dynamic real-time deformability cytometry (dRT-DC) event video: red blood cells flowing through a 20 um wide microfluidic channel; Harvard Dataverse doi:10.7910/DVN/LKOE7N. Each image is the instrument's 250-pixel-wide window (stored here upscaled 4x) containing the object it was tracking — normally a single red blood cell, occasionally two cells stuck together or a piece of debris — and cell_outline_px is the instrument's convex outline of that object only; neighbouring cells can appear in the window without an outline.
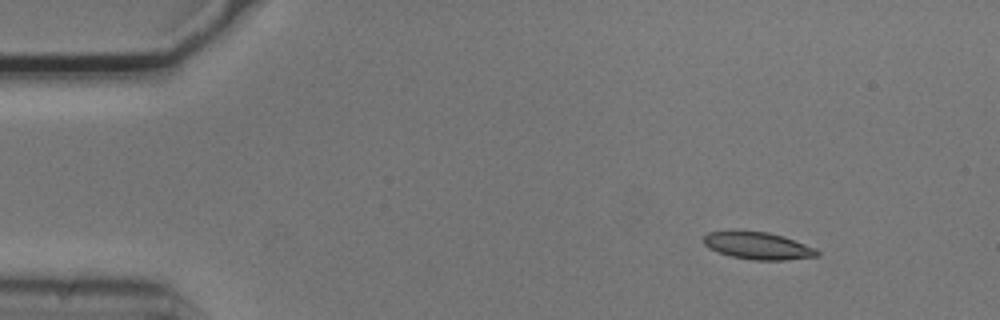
{"species": "common noctule bat (a hibernating species)", "species_latin": "Nyctalus noctula", "temperature_condition": "cold", "stored_images_in_passage": 49, "camera_frame_rate_fps": 3000, "um_per_image_px": 0.085, "animal": {"sex": "male", "body_mass_g": 20.5, "forearm_length_mm": 52.5}, "frame": {"image": 1, "passage_image": 1, "time_ms": 0.0, "image_size_px": [1000, 320], "cell_outline_px": [[820, 256], [784, 260], [752, 260], [732, 256], [716, 252], [708, 248], [704, 244], [704, 236], [708, 232], [732, 228], [768, 232], [784, 236], [816, 248], [820, 252]], "centroid_in_image_um": [64.38, 20.85], "position_along_channel_um": 20.6, "area_um2": 18.73}}
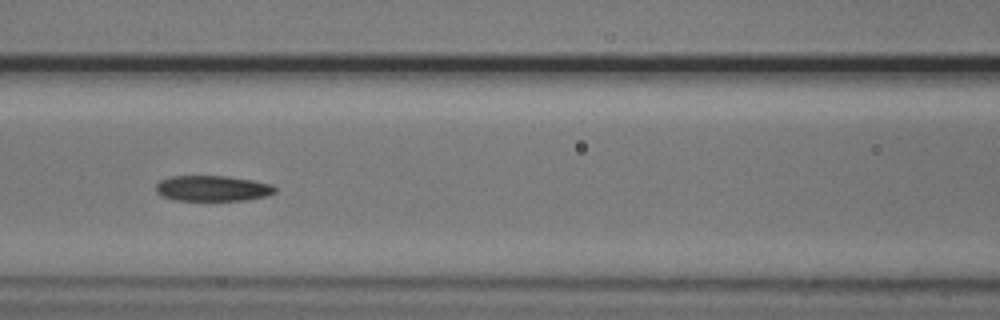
{"frame": {"image": 2, "passage_image": 18, "time_ms": 5.667, "image_size_px": [1000, 320], "cell_outline_px": [[276, 192], [268, 196], [244, 200], [176, 200], [164, 196], [156, 192], [156, 184], [160, 180], [168, 176], [228, 176], [252, 180], [272, 184], [276, 188]], "centroid_in_image_um": [18.08, 16.0], "position_along_channel_um": 148.5, "area_um2": 17.8}}
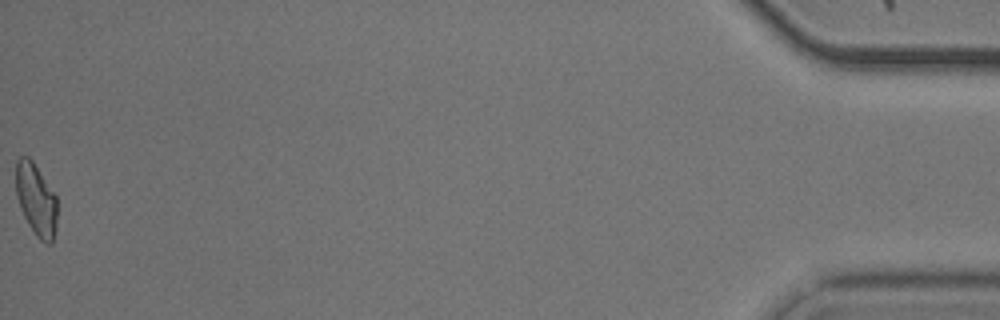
{"frame": {"image": 3, "passage_image": 49, "time_ms": 16.0, "image_size_px": [1000, 320], "cell_outline_px": [[56, 228], [52, 244], [44, 244], [36, 236], [28, 224], [20, 208], [16, 196], [16, 160], [20, 156], [28, 156], [32, 160], [56, 196]], "centroid_in_image_um": [3.06, 16.99], "position_along_channel_um": 432.1, "area_um2": 17.4}, "authors_computed_cell_mechanics": {"area_um2": 18.207, "velocity_mm_per_s": 3.717, "shape_relaxation_time_tau1_ms": 9.1345, "shape_relaxation_time_tau2_ms": 4.7265, "deformation_change_tau1": 0.2127, "deformation_change_tau2": 0.1269}}